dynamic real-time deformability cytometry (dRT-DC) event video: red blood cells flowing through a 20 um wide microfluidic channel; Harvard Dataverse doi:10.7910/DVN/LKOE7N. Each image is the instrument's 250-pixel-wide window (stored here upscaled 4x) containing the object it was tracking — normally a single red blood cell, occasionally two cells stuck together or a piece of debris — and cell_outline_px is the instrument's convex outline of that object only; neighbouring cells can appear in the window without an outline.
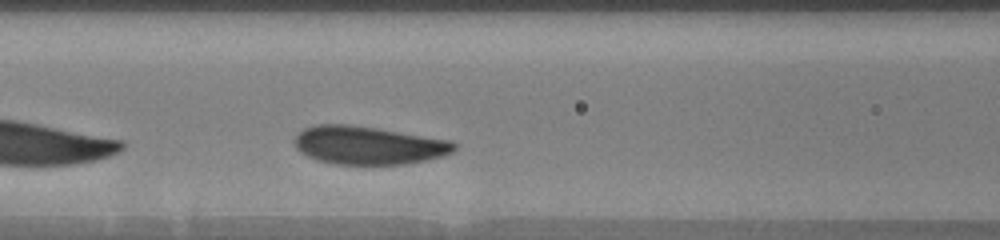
{"species": "human", "species_latin": "Homo sapiens", "temperature_condition": "warm", "stored_images_in_passage": 12, "camera_frame_rate_fps": 3000, "um_per_image_px": 0.085, "donor": {"sex": "male"}, "frame": {"image": 1, "passage_image": 9, "time_ms": 2.667, "image_size_px": [1000, 240], "cell_outline_px": [[456, 148], [452, 152], [440, 156], [424, 160], [404, 164], [336, 164], [316, 160], [300, 152], [296, 148], [296, 136], [304, 128], [316, 124], [348, 124], [376, 128], [452, 140], [456, 144]], "centroid_in_image_um": [31.3, 12.34], "position_along_channel_um": 135.3, "area_um2": 35.32}}